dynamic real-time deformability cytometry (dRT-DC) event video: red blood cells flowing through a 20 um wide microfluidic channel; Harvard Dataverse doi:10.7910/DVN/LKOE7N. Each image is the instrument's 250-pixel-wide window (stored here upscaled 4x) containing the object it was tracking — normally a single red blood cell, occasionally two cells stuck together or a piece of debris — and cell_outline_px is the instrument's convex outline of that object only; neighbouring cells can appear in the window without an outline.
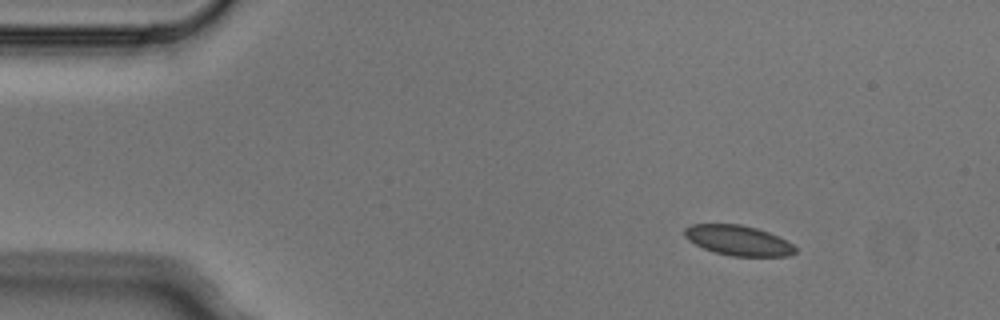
{"species": "Egyptian fruit bat (a non-hibernating species)", "species_latin": "Rousettus aegyptiacus", "temperature_condition": "cold", "stored_images_in_passage": 3, "camera_frame_rate_fps": 3000, "um_per_image_px": 0.085, "animal": {"sex": "male"}, "frame": {"image": 1, "passage_image": 1, "time_ms": 0.0, "image_size_px": [1000, 320], "cell_outline_px": [[796, 252], [788, 256], [732, 256], [716, 252], [704, 248], [688, 240], [684, 236], [684, 228], [692, 224], [740, 224], [756, 228], [768, 232], [792, 244], [796, 248]], "centroid_in_image_um": [62.73, 20.43], "position_along_channel_um": 22.3, "area_um2": 19.19}}